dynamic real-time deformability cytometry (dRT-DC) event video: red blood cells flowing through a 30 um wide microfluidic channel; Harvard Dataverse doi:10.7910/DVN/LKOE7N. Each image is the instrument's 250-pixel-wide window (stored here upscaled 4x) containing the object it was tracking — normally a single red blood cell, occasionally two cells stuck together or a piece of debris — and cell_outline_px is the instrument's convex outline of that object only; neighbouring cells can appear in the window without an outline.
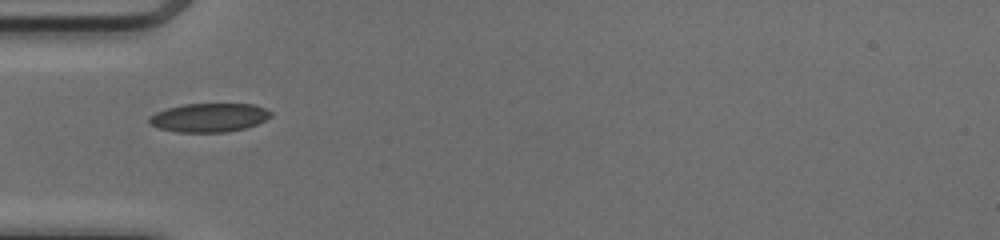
{"species": "common noctule bat (a hibernating species)", "species_latin": "Nyctalus noctula", "temperature_condition": "cold", "stored_images_in_passage": 12, "camera_frame_rate_fps": 3000, "um_per_image_px": 0.085, "animal": {"sex": "female", "body_mass_g": 17.0, "forearm_length_mm": 48.0}, "frame": {"image": 1, "passage_image": 1, "time_ms": 0.0, "image_size_px": [1000, 240], "cell_outline_px": [[272, 116], [248, 128], [228, 132], [176, 132], [160, 128], [148, 124], [148, 116], [156, 112], [168, 108], [184, 104], [256, 104], [272, 112]], "centroid_in_image_um": [17.77, 10.0], "position_along_channel_um": 67.2, "area_um2": 20.52}}
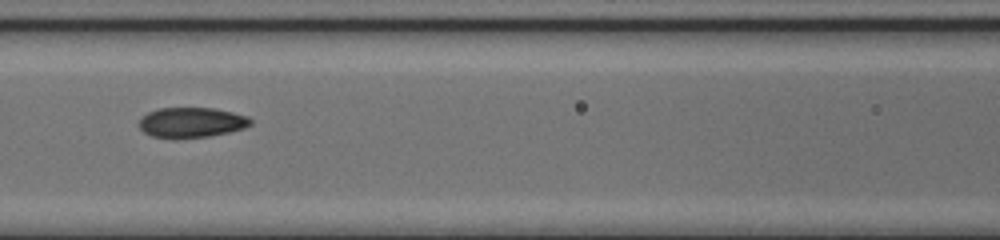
{"frame": {"image": 2, "passage_image": 7, "time_ms": 2.0, "image_size_px": [1000, 240], "cell_outline_px": [[252, 124], [244, 128], [228, 132], [208, 136], [176, 140], [172, 140], [152, 136], [144, 132], [140, 128], [140, 116], [148, 112], [160, 108], [216, 108], [248, 116], [252, 120]], "centroid_in_image_um": [16.26, 10.42], "position_along_channel_um": 150.3, "area_um2": 19.94}}
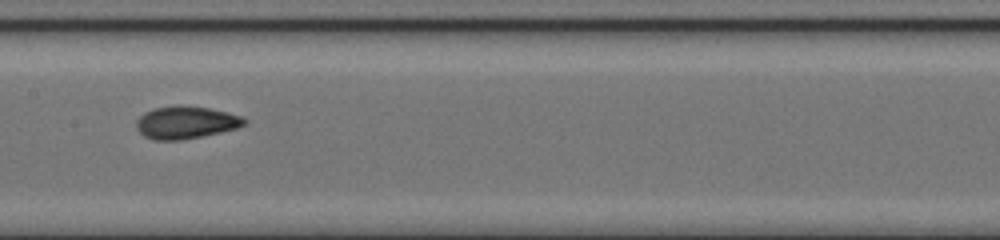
{"frame": {"image": 3, "passage_image": 10, "time_ms": 3.0, "image_size_px": [1000, 240], "cell_outline_px": [[248, 124], [236, 128], [220, 132], [180, 140], [152, 140], [144, 136], [136, 128], [136, 120], [144, 112], [152, 108], [176, 104], [180, 104], [208, 108], [228, 112], [240, 116], [248, 120]], "centroid_in_image_um": [15.77, 10.39], "position_along_channel_um": 191.6, "area_um2": 20.69}}